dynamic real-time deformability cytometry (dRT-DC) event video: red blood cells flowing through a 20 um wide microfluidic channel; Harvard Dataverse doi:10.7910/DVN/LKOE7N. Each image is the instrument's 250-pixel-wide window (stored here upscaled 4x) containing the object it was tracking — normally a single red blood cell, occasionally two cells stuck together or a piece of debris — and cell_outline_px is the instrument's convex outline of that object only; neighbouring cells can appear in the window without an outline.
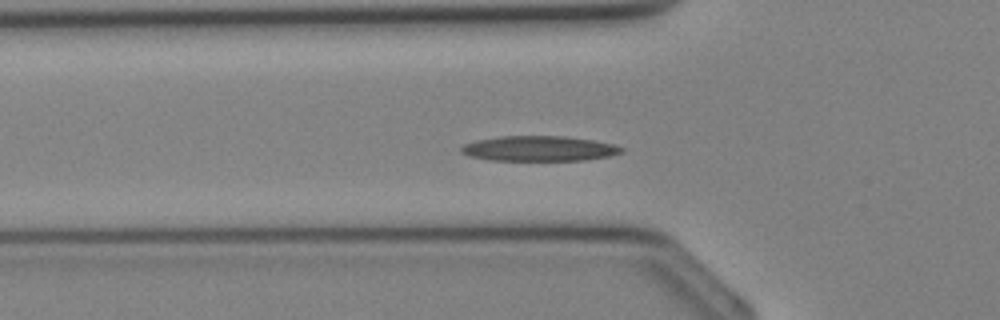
{"species": "Egyptian fruit bat (a non-hibernating species)", "species_latin": "Rousettus aegyptiacus", "temperature_condition": "cold", "stored_images_in_passage": 35, "camera_frame_rate_fps": 3000, "um_per_image_px": 0.085, "animal": {"sex": "female"}, "frame": {"image": 1, "passage_image": 11, "time_ms": 3.333, "image_size_px": [1000, 320], "cell_outline_px": [[624, 152], [608, 156], [584, 160], [488, 160], [472, 156], [460, 152], [460, 148], [464, 144], [476, 140], [500, 136], [564, 136], [592, 140], [612, 144], [624, 148]], "centroid_in_image_um": [45.81, 12.62], "position_along_channel_um": 80.0, "area_um2": 23.35}}
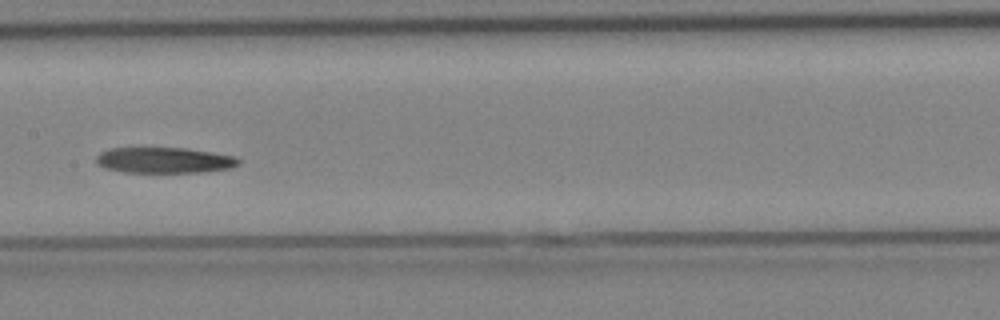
{"frame": {"image": 2, "passage_image": 17, "time_ms": 5.333, "image_size_px": [1000, 320], "cell_outline_px": [[240, 160], [236, 164], [228, 168], [200, 172], [124, 172], [104, 168], [96, 160], [96, 156], [100, 152], [108, 148], [188, 148], [236, 156]], "centroid_in_image_um": [13.93, 13.61], "position_along_channel_um": 193.5, "area_um2": 21.21}}
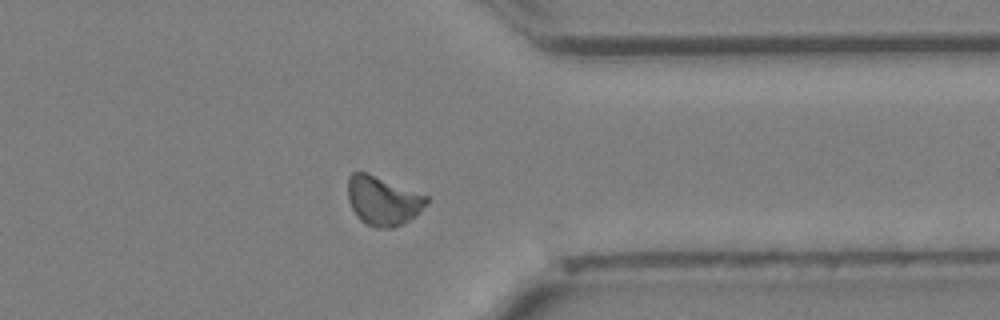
{"frame": {"image": 3, "passage_image": 27, "time_ms": 8.667, "image_size_px": [1000, 320], "cell_outline_px": [[428, 200], [408, 220], [392, 228], [376, 228], [364, 224], [356, 216], [348, 200], [348, 176], [352, 172], [368, 172], [428, 196]], "centroid_in_image_um": [32.47, 17.04], "position_along_channel_um": 378.9, "area_um2": 22.25}}